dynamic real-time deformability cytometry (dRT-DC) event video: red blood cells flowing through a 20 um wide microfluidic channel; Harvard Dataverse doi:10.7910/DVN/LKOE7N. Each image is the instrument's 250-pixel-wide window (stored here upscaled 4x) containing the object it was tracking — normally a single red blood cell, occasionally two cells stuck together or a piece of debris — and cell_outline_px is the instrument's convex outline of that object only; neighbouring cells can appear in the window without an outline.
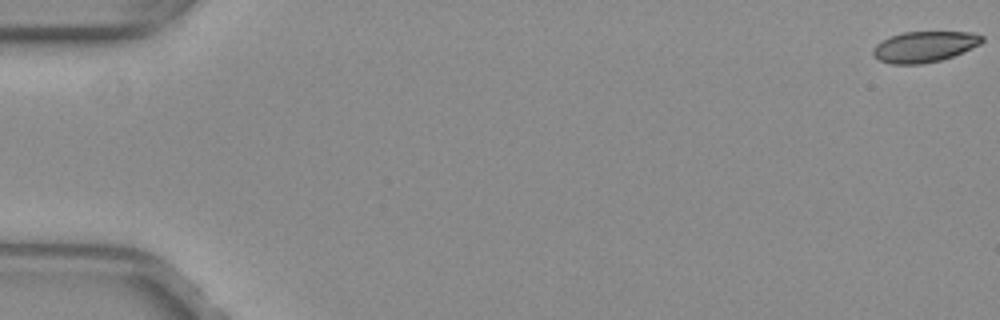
{"species": "common noctule bat (a hibernating species)", "species_latin": "Nyctalus noctula", "temperature_condition": "warm", "stored_images_in_passage": 53, "camera_frame_rate_fps": 3000, "um_per_image_px": 0.085, "animal": {"sex": "female", "body_mass_g": 29.2, "forearm_length_mm": 56.3}, "frame": {"image": 1, "passage_image": 1, "time_ms": 0.0, "image_size_px": [1000, 320], "cell_outline_px": [[984, 40], [980, 44], [952, 56], [940, 60], [920, 64], [892, 64], [880, 60], [872, 52], [872, 48], [876, 44], [892, 36], [904, 32], [972, 32], [984, 36]], "centroid_in_image_um": [78.59, 3.96], "position_along_channel_um": 6.4, "area_um2": 19.31}}
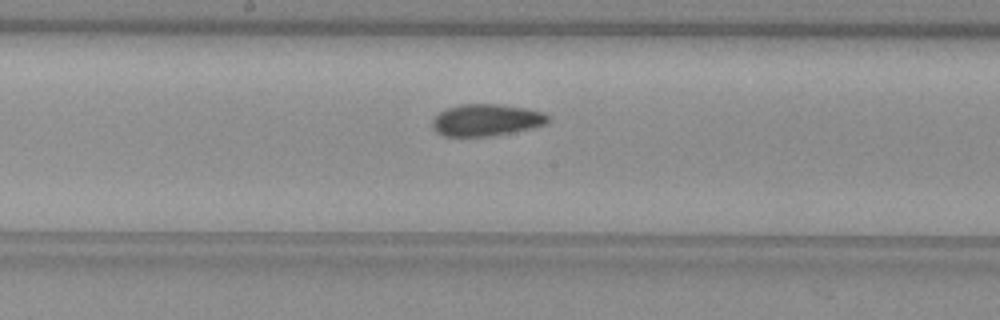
{"frame": {"image": 2, "passage_image": 29, "time_ms": 9.333, "image_size_px": [1000, 320], "cell_outline_px": [[552, 116], [544, 124], [532, 128], [512, 132], [488, 136], [444, 136], [436, 132], [432, 128], [432, 120], [440, 112], [448, 108], [460, 104], [500, 104], [524, 108], [540, 112]], "centroid_in_image_um": [41.31, 10.2], "position_along_channel_um": 206.9, "area_um2": 21.33}}
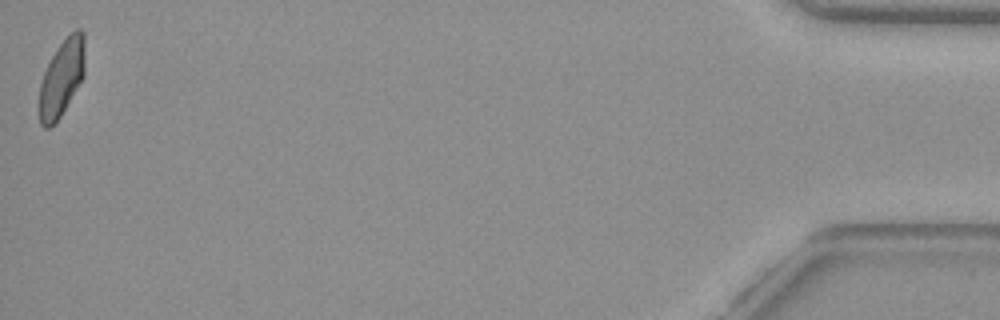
{"frame": {"image": 3, "passage_image": 53, "time_ms": 17.333, "image_size_px": [1000, 320], "cell_outline_px": [[84, 76], [60, 116], [48, 128], [44, 128], [40, 124], [40, 84], [44, 72], [56, 48], [76, 28], [80, 28], [84, 32]], "centroid_in_image_um": [5.26, 6.59], "position_along_channel_um": 429.9, "area_um2": 19.94}, "authors_computed_cell_mechanics": {"area_um2": 21.1548, "velocity_mm_per_s": 4.0215, "shape_relaxation_time_tau1_ms": 9.0699, "shape_relaxation_time_tau2_ms": 1.7053, "deformation_change_tau1": 0.1891, "deformation_change_tau2": 0.0473}}